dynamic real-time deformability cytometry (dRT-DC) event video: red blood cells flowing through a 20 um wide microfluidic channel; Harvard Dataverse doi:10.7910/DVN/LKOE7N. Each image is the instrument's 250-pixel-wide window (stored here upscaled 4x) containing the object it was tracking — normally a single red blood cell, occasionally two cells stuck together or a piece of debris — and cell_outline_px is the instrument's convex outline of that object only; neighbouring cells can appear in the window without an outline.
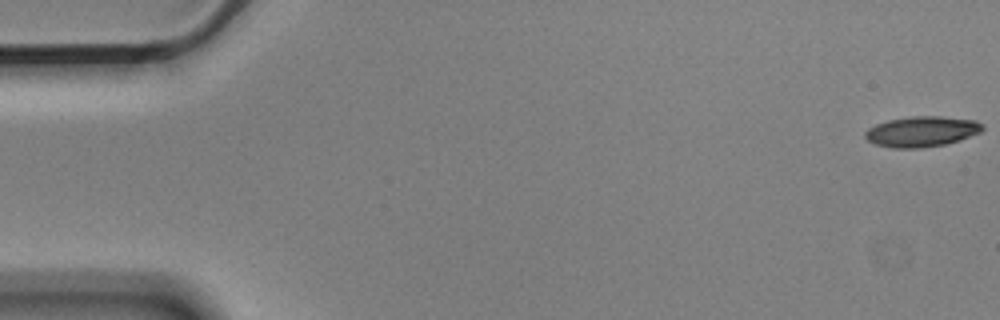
{"species": "Egyptian fruit bat (a non-hibernating species)", "species_latin": "Rousettus aegyptiacus", "temperature_condition": "cold", "stored_images_in_passage": 14, "camera_frame_rate_fps": 3000, "um_per_image_px": 0.085, "animal": {"sex": "male"}, "frame": {"image": 1, "passage_image": 1, "time_ms": 0.0, "image_size_px": [1000, 320], "cell_outline_px": [[984, 128], [980, 132], [944, 144], [920, 148], [892, 148], [876, 144], [868, 140], [864, 136], [864, 132], [868, 128], [876, 124], [888, 120], [912, 116], [940, 116], [976, 120], [984, 124]], "centroid_in_image_um": [78.32, 11.17], "position_along_channel_um": 6.7, "area_um2": 20.69}}
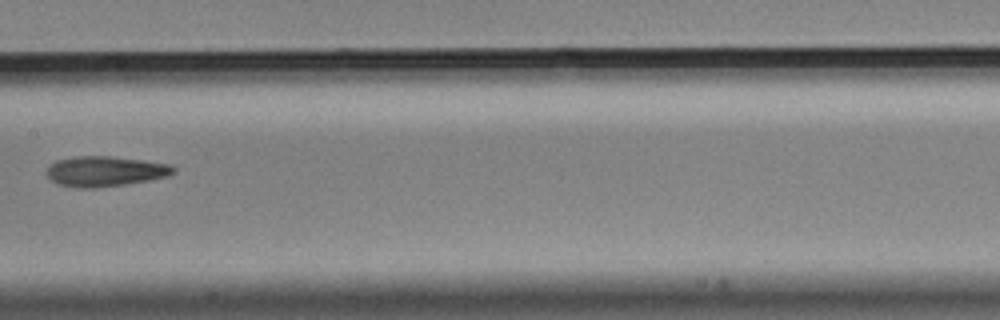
{"frame": {"image": 2, "passage_image": 8, "time_ms": 2.333, "image_size_px": [1000, 320], "cell_outline_px": [[176, 172], [168, 176], [152, 180], [96, 188], [76, 188], [56, 184], [44, 172], [56, 160], [80, 156], [108, 156], [144, 160], [172, 164], [176, 168]], "centroid_in_image_um": [8.97, 14.57], "position_along_channel_um": 198.4, "area_um2": 22.54}}
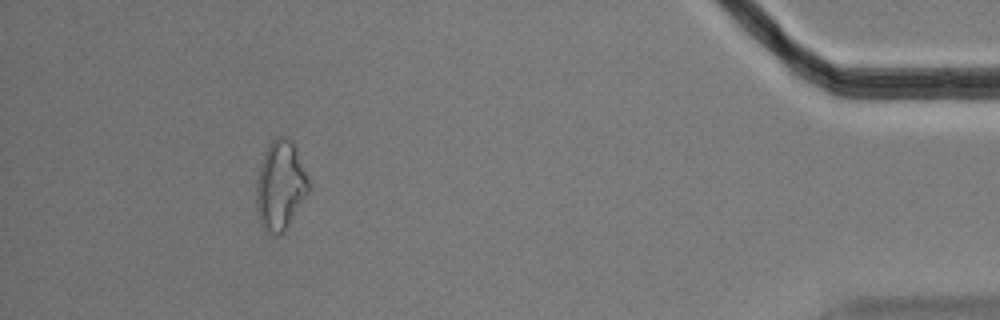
{"frame": {"image": 3, "passage_image": 14, "time_ms": 4.333, "image_size_px": [1000, 320], "cell_outline_px": [[308, 192], [288, 228], [280, 236], [272, 236], [264, 232], [260, 224], [256, 208], [256, 180], [260, 164], [264, 152], [268, 144], [276, 136], [288, 136], [296, 144], [308, 176]], "centroid_in_image_um": [23.82, 15.78], "position_along_channel_um": 411.4, "area_um2": 28.09}}